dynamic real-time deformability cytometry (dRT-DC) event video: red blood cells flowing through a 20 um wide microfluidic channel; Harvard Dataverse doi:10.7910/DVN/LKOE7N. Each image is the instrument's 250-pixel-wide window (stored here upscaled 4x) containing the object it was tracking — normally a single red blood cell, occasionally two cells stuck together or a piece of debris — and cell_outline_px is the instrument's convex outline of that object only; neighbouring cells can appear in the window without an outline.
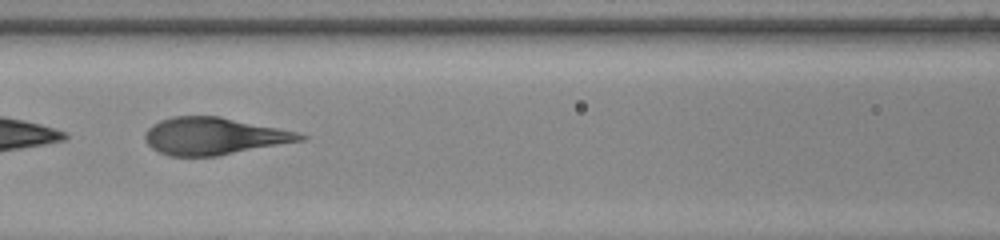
{"species": "human", "species_latin": "Homo sapiens", "temperature_condition": "warm", "stored_images_in_passage": 54, "segment_of_instrument_passage": [2, 2], "camera_frame_rate_fps": 3000, "um_per_image_px": 0.085, "donor": {"sex": "female"}, "frame": {"image": 1, "passage_image": 25, "time_ms": 8.0, "image_size_px": [1000, 240], "cell_outline_px": [[308, 136], [304, 140], [216, 156], [168, 156], [152, 148], [144, 140], [144, 132], [152, 124], [160, 120], [172, 116], [220, 116], [300, 132]], "centroid_in_image_um": [18.17, 11.56], "position_along_channel_um": 148.4, "area_um2": 33.76}}
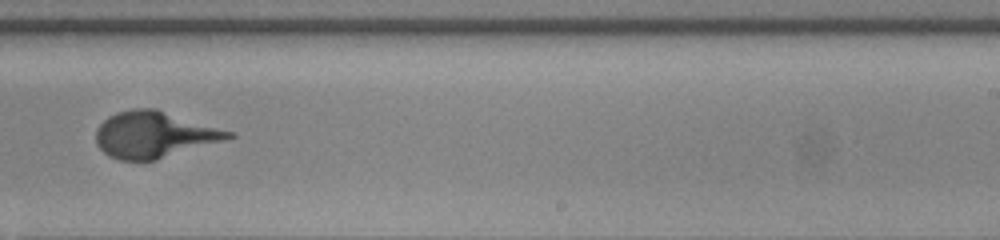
{"frame": {"image": 2, "passage_image": 35, "time_ms": 11.333, "image_size_px": [1000, 240], "cell_outline_px": [[236, 136], [224, 140], [156, 160], [120, 160], [108, 156], [96, 144], [96, 128], [108, 116], [116, 112], [132, 108], [156, 108], [236, 132]], "centroid_in_image_um": [13.11, 11.43], "position_along_channel_um": 275.9, "area_um2": 36.01}}
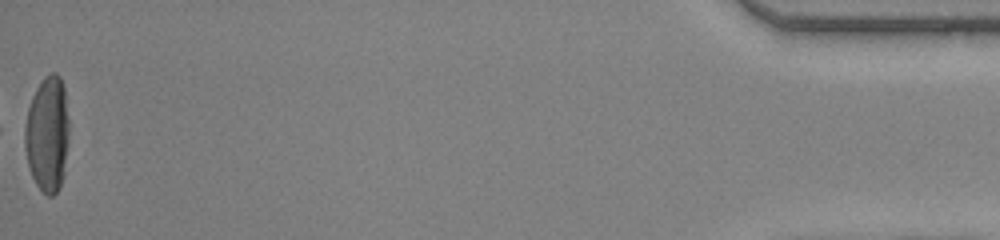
{"frame": {"image": 3, "passage_image": 54, "time_ms": 17.667, "image_size_px": [1000, 240], "cell_outline_px": [[68, 144], [60, 188], [52, 196], [48, 196], [36, 184], [28, 168], [24, 148], [24, 128], [28, 108], [32, 96], [36, 88], [44, 76], [52, 72], [56, 72], [60, 76], [64, 88], [68, 120]], "centroid_in_image_um": [4.01, 11.38], "position_along_channel_um": 431.2, "area_um2": 29.94}}